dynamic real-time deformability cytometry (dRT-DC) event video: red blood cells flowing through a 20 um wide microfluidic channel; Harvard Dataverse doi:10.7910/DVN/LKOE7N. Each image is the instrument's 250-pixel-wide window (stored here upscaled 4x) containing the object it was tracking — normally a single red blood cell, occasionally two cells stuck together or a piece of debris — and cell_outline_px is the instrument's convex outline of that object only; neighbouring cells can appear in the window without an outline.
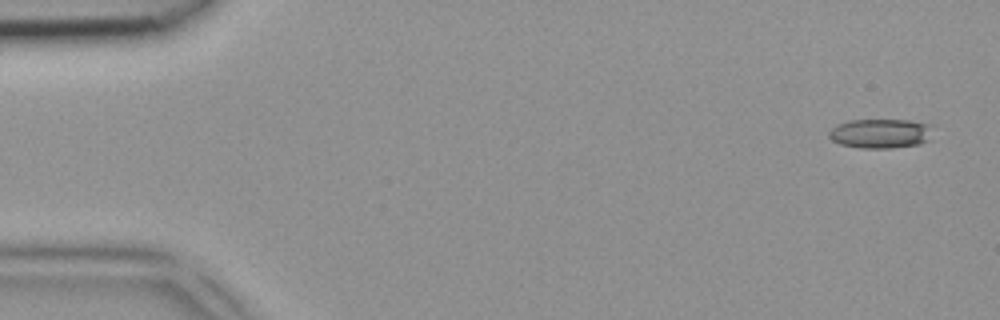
{"species": "common noctule bat (a hibernating species)", "species_latin": "Nyctalus noctula", "temperature_condition": "room temperature", "stored_images_in_passage": 4, "camera_frame_rate_fps": 3000, "um_per_image_px": 0.085, "animal": {"sex": "female", "body_mass_g": 18.4}, "frame": {"image": 1, "passage_image": 1, "time_ms": 0.0, "image_size_px": [1000, 320], "cell_outline_px": [[932, 124], [928, 140], [920, 144], [892, 148], [860, 148], [840, 144], [832, 140], [828, 136], [828, 132], [836, 124], [848, 120], [908, 120]], "centroid_in_image_um": [74.81, 11.34], "position_along_channel_um": 10.2, "area_um2": 17.92}}
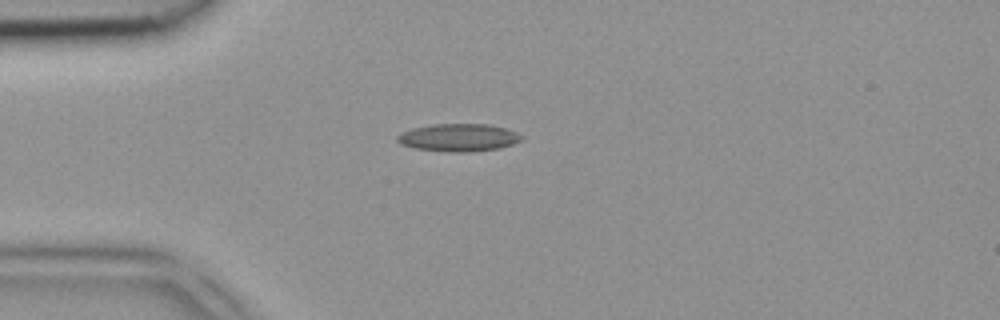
{"frame": {"image": 2, "passage_image": 4, "time_ms": 1.0, "image_size_px": [1000, 320], "cell_outline_px": [[524, 140], [500, 148], [468, 152], [448, 152], [416, 148], [400, 144], [396, 140], [396, 136], [400, 132], [412, 128], [432, 124], [488, 124], [504, 128], [516, 132], [524, 136]], "centroid_in_image_um": [38.97, 11.69], "position_along_channel_um": 46.0, "area_um2": 20.17}}